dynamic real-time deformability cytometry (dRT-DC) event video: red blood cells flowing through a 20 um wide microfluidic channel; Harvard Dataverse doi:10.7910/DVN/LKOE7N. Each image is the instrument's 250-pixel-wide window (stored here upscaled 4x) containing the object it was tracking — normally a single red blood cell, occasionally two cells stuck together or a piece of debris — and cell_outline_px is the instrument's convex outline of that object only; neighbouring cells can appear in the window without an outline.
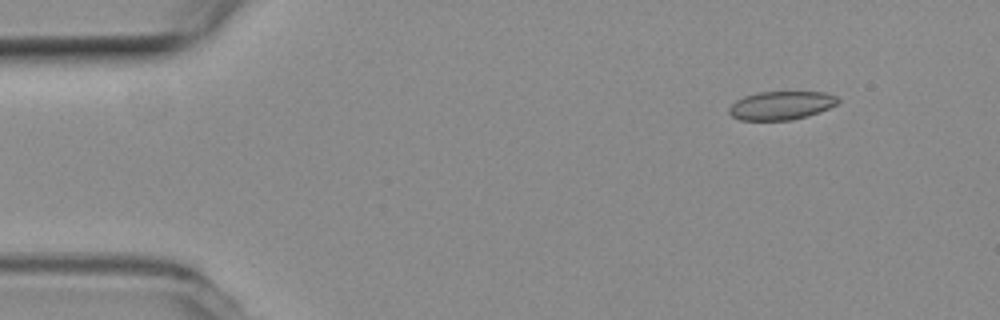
{"species": "common noctule bat (a hibernating species)", "species_latin": "Nyctalus noctula", "temperature_condition": "room temperature", "stored_images_in_passage": 3, "camera_frame_rate_fps": 3000, "um_per_image_px": 0.085, "animal": {"sex": "female", "body_mass_g": 19.3, "forearm_length_mm": 54.1}, "frame": {"image": 1, "passage_image": 3, "time_ms": 0.667, "image_size_px": [1000, 320], "cell_outline_px": [[840, 100], [836, 104], [828, 108], [808, 116], [792, 120], [740, 120], [732, 116], [728, 112], [728, 108], [736, 100], [744, 96], [760, 92], [824, 92], [836, 96]], "centroid_in_image_um": [66.38, 8.97], "position_along_channel_um": 18.6, "area_um2": 18.03}}